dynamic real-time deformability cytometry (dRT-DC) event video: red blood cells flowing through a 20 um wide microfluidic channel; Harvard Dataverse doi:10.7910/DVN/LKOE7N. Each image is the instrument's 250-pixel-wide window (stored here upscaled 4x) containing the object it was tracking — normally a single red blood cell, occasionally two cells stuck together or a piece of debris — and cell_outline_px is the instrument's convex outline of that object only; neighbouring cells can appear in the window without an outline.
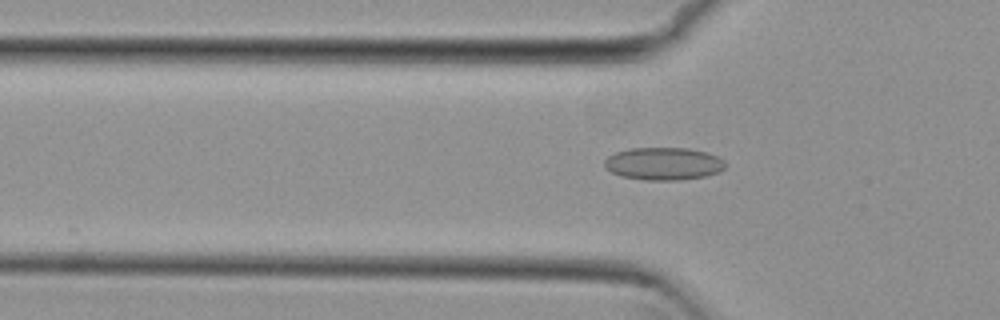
{"species": "common noctule bat (a hibernating species)", "species_latin": "Nyctalus noctula", "temperature_condition": "cold", "stored_images_in_passage": 46, "camera_frame_rate_fps": 3000, "um_per_image_px": 0.085, "animal": {"sex": "female", "body_mass_g": 29.2, "forearm_length_mm": 56.3}, "frame": {"image": 1, "passage_image": 10, "time_ms": 3.0, "image_size_px": [1000, 320], "cell_outline_px": [[728, 164], [720, 172], [708, 176], [680, 180], [644, 180], [620, 176], [604, 168], [604, 160], [608, 156], [616, 152], [628, 148], [688, 148], [704, 152], [716, 156], [724, 160]], "centroid_in_image_um": [56.4, 13.92], "position_along_channel_um": 69.4, "area_um2": 23.24}}
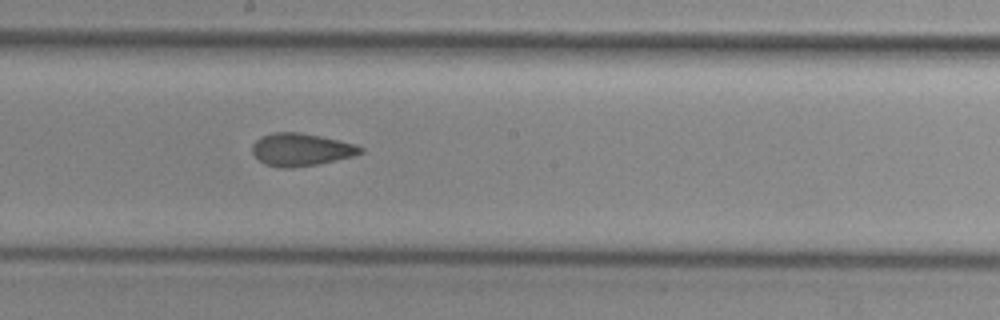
{"frame": {"image": 2, "passage_image": 22, "time_ms": 7.0, "image_size_px": [1000, 320], "cell_outline_px": [[364, 152], [356, 156], [316, 164], [292, 168], [276, 168], [264, 164], [252, 152], [252, 144], [260, 136], [272, 132], [300, 132], [320, 136], [356, 144], [364, 148]], "centroid_in_image_um": [25.59, 12.72], "position_along_channel_um": 222.6, "area_um2": 20.81}}
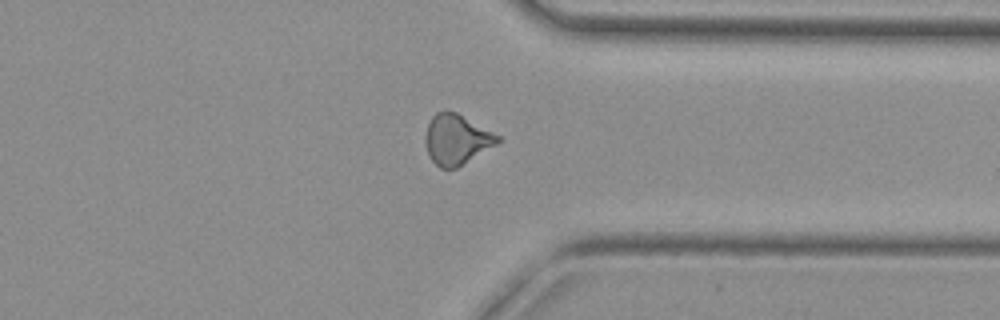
{"frame": {"image": 3, "passage_image": 34, "time_ms": 11.0, "image_size_px": [1000, 320], "cell_outline_px": [[500, 140], [496, 144], [456, 168], [440, 168], [428, 156], [424, 140], [424, 136], [428, 124], [432, 116], [436, 112], [456, 112], [500, 136]], "centroid_in_image_um": [38.77, 11.86], "position_along_channel_um": 372.6, "area_um2": 20.81}, "authors_computed_cell_mechanics": {"area_um2": 20.808, "velocity_mm_per_s": 3.8256, "shape_relaxation_time_tau1_ms": null, "shape_relaxation_time_tau2_ms": 2.1301, "deformation_change_tau1": null, "deformation_change_tau2": 0.0709}}